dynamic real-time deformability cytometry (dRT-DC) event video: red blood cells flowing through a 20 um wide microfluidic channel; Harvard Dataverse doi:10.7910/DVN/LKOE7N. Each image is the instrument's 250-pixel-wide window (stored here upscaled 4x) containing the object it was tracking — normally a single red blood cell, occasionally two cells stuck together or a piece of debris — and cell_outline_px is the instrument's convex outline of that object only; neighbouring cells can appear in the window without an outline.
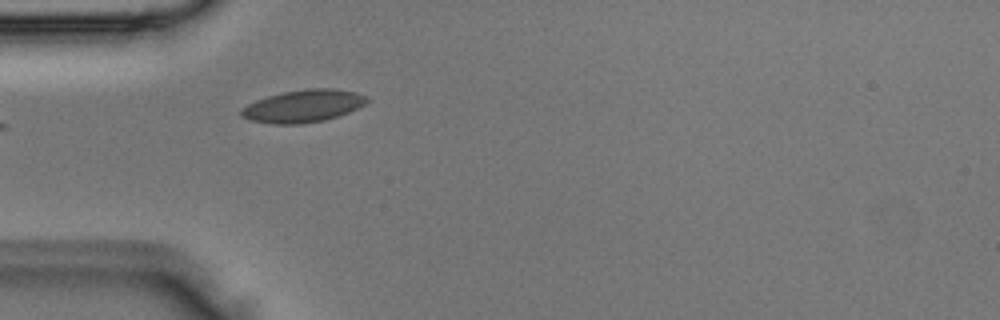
{"species": "Egyptian fruit bat (a non-hibernating species)", "species_latin": "Rousettus aegyptiacus", "temperature_condition": "room temperature", "stored_images_in_passage": 4, "camera_frame_rate_fps": 3000, "um_per_image_px": 0.085, "animal": {"sex": "male"}, "frame": {"image": 1, "passage_image": 4, "time_ms": 1.0, "image_size_px": [1000, 320], "cell_outline_px": [[368, 100], [364, 104], [348, 112], [324, 120], [300, 124], [276, 124], [252, 120], [240, 116], [240, 112], [248, 104], [256, 100], [268, 96], [284, 92], [308, 88], [336, 88], [356, 92], [368, 96]], "centroid_in_image_um": [25.79, 9.0], "position_along_channel_um": 59.2, "area_um2": 23.52}}